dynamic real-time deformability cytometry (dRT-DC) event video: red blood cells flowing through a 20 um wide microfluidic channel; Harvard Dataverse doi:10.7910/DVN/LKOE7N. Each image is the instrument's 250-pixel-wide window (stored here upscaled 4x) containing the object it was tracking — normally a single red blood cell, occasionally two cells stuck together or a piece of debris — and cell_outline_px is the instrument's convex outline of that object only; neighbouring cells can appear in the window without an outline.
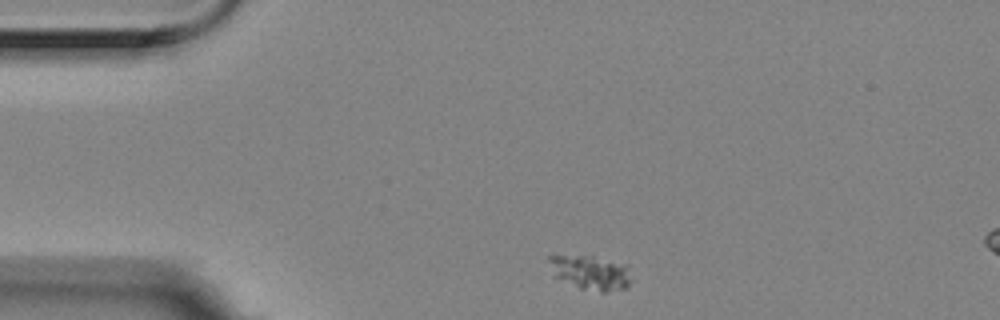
{"species": "Egyptian fruit bat (a non-hibernating species)", "species_latin": "Rousettus aegyptiacus", "temperature_condition": "room temperature", "stored_images_in_passage": 3, "segment_of_instrument_passage": [1, 2], "camera_frame_rate_fps": 3000, "um_per_image_px": 0.085, "animal": {"sex": "female"}, "frame": {"image": 1, "passage_image": 1, "time_ms": 0.0, "image_size_px": [1000, 320], "cell_outline_px": [[632, 280], [628, 288], [608, 292], [600, 292], [580, 288], [552, 276], [548, 260], [548, 256], [552, 252], [592, 256], [628, 264]], "centroid_in_image_um": [50.16, 23.13], "position_along_channel_um": 34.8, "area_um2": 17.46}}